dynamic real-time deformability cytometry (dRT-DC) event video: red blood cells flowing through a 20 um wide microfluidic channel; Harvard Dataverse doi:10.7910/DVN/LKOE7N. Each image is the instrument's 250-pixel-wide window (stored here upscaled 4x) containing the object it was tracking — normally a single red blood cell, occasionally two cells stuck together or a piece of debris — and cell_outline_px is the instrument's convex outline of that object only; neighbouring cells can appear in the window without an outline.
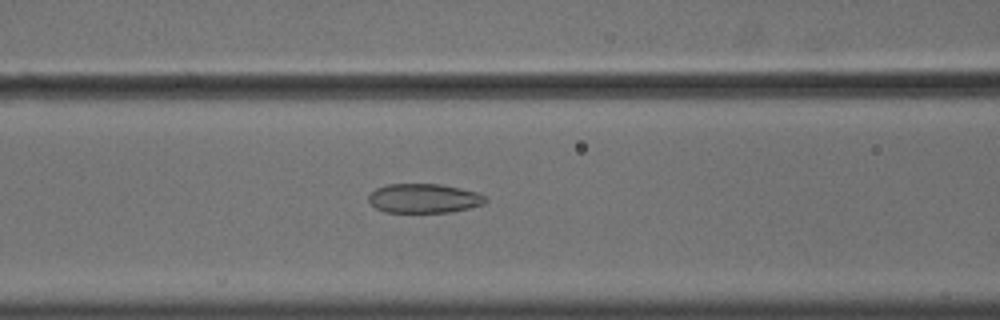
{"species": "common noctule bat (a hibernating species)", "species_latin": "Nyctalus noctula", "temperature_condition": "cold", "stored_images_in_passage": 55, "camera_frame_rate_fps": 3000, "um_per_image_px": 0.085, "animal": {"sex": "male", "body_mass_g": 18.8}, "frame": {"image": 1, "passage_image": 23, "time_ms": 7.333, "image_size_px": [1000, 320], "cell_outline_px": [[488, 200], [484, 204], [468, 208], [448, 212], [384, 212], [376, 208], [368, 200], [368, 196], [376, 188], [388, 184], [440, 184], [460, 188], [476, 192], [484, 196]], "centroid_in_image_um": [36.02, 16.86], "position_along_channel_um": 130.6, "area_um2": 19.83}}
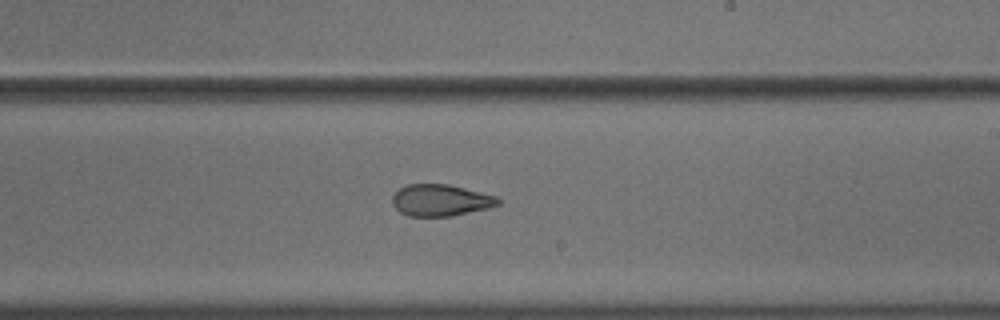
{"frame": {"image": 2, "passage_image": 33, "time_ms": 10.667, "image_size_px": [1000, 320], "cell_outline_px": [[500, 204], [488, 208], [452, 216], [408, 216], [400, 212], [392, 204], [392, 196], [400, 188], [408, 184], [448, 184], [496, 196], [500, 200]], "centroid_in_image_um": [37.44, 17.02], "position_along_channel_um": 251.6, "area_um2": 19.42}}
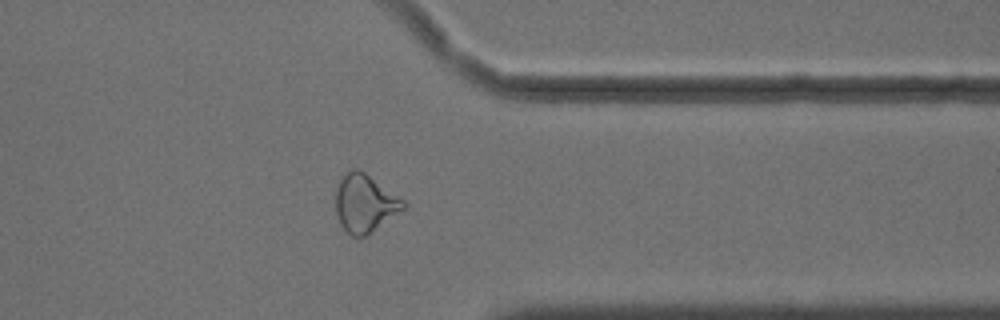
{"frame": {"image": 3, "passage_image": 44, "time_ms": 14.333, "image_size_px": [1000, 320], "cell_outline_px": [[408, 204], [404, 208], [368, 236], [352, 236], [340, 224], [336, 212], [336, 188], [340, 176], [344, 172], [356, 168], [364, 172], [404, 200]], "centroid_in_image_um": [30.99, 17.27], "position_along_channel_um": 380.4, "area_um2": 22.77}, "authors_computed_cell_mechanics": {"area_um2": 23.2356, "velocity_mm_per_s": 3.625, "shape_relaxation_time_tau1_ms": null, "shape_relaxation_time_tau2_ms": 2.145, "deformation_change_tau1": null, "deformation_change_tau2": 0.0965}}